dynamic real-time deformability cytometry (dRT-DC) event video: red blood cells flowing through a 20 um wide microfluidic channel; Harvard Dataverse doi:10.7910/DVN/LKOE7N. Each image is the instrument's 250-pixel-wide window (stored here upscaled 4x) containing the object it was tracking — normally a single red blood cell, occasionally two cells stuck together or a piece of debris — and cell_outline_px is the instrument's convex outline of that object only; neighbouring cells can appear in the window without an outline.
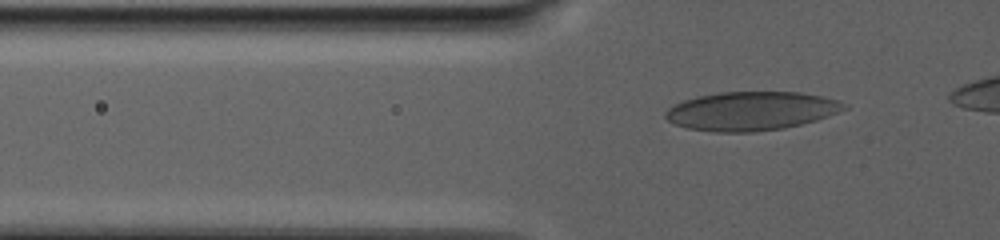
{"species": "human", "species_latin": "Homo sapiens", "temperature_condition": "warm", "stored_images_in_passage": 94, "camera_frame_rate_fps": 3000, "um_per_image_px": 0.085, "donor": {"sex": "male"}, "frame": {"image": 1, "passage_image": 12, "time_ms": 2.667, "image_size_px": [1000, 240], "cell_outline_px": [[848, 108], [816, 120], [784, 128], [752, 132], [716, 132], [688, 128], [676, 124], [668, 120], [664, 116], [664, 112], [668, 108], [684, 100], [696, 96], [716, 92], [800, 92], [840, 100], [848, 104]], "centroid_in_image_um": [63.85, 9.43], "position_along_channel_um": 61.9, "area_um2": 40.34}}
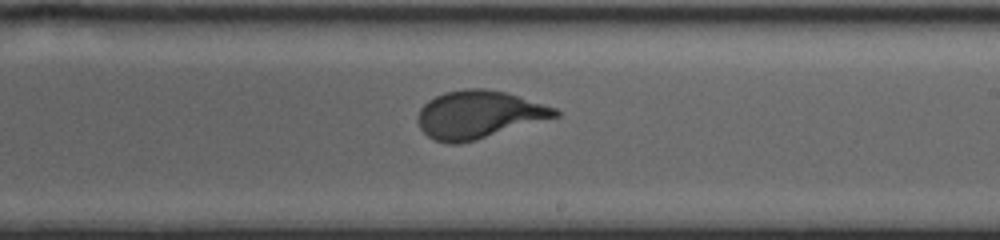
{"frame": {"image": 2, "passage_image": 58, "time_ms": 11.333, "image_size_px": [1000, 240], "cell_outline_px": [[560, 116], [476, 140], [460, 144], [448, 144], [436, 140], [428, 136], [420, 128], [416, 120], [420, 108], [428, 100], [444, 92], [464, 88], [484, 88], [504, 92], [556, 108], [560, 112]], "centroid_in_image_um": [40.66, 9.74], "position_along_channel_um": 248.3, "area_um2": 38.21}}
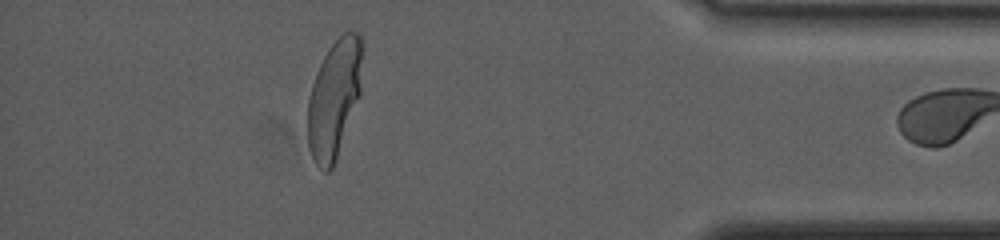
{"frame": {"image": 3, "passage_image": 92, "time_ms": 19.667, "image_size_px": [1000, 240], "cell_outline_px": [[364, 48], [360, 96], [336, 160], [332, 168], [328, 172], [324, 172], [316, 164], [312, 156], [308, 144], [308, 100], [312, 84], [316, 72], [328, 48], [348, 28], [360, 32], [364, 44]], "centroid_in_image_um": [28.45, 8.3], "position_along_channel_um": 406.7, "area_um2": 38.26}}